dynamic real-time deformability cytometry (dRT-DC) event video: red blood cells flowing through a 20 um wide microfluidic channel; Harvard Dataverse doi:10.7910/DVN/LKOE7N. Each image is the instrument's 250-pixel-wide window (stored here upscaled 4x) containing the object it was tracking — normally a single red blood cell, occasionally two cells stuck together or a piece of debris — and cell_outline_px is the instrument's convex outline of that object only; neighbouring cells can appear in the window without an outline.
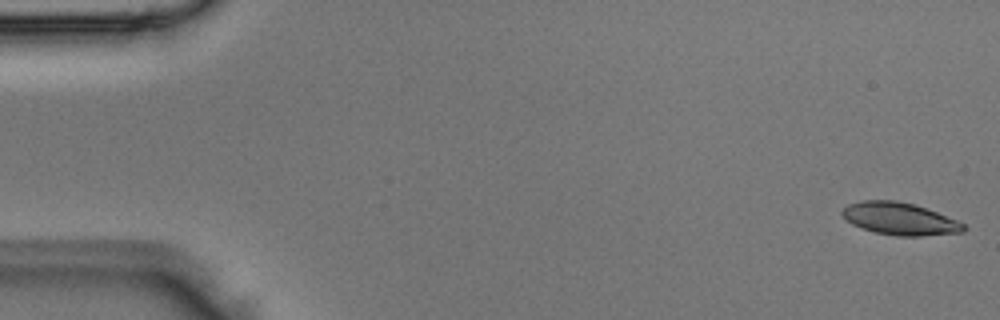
{"species": "Egyptian fruit bat (a non-hibernating species)", "species_latin": "Rousettus aegyptiacus", "temperature_condition": "room temperature", "stored_images_in_passage": 51, "camera_frame_rate_fps": 3000, "um_per_image_px": 0.085, "animal": {"sex": "male"}, "frame": {"image": 1, "passage_image": 1, "time_ms": 0.0, "image_size_px": [1000, 320], "cell_outline_px": [[968, 228], [964, 232], [920, 236], [896, 236], [876, 232], [860, 228], [852, 224], [840, 212], [848, 204], [860, 200], [896, 200], [916, 204], [928, 208], [956, 220], [964, 224]], "centroid_in_image_um": [76.49, 18.59], "position_along_channel_um": 8.5, "area_um2": 23.06}}
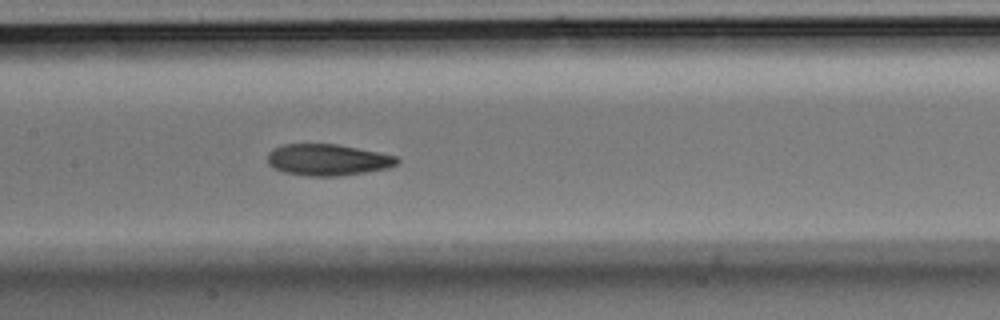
{"frame": {"image": 2, "passage_image": 24, "time_ms": 7.667, "image_size_px": [1000, 320], "cell_outline_px": [[400, 160], [396, 164], [388, 168], [340, 176], [308, 176], [284, 172], [268, 164], [268, 152], [272, 148], [284, 144], [336, 144], [396, 156]], "centroid_in_image_um": [27.82, 13.58], "position_along_channel_um": 179.6, "area_um2": 23.52}}
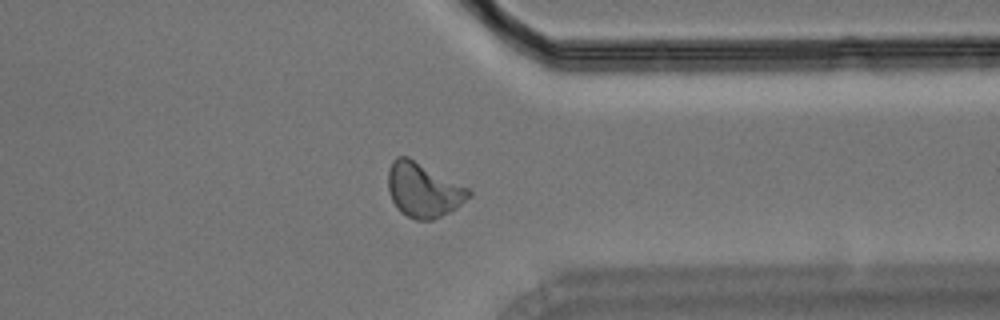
{"frame": {"image": 3, "passage_image": 39, "time_ms": 12.667, "image_size_px": [1000, 320], "cell_outline_px": [[472, 196], [456, 208], [432, 220], [416, 220], [400, 212], [396, 208], [388, 192], [388, 172], [392, 160], [396, 156], [408, 156], [468, 188], [472, 192]], "centroid_in_image_um": [35.96, 16.15], "position_along_channel_um": 375.4, "area_um2": 25.55}}